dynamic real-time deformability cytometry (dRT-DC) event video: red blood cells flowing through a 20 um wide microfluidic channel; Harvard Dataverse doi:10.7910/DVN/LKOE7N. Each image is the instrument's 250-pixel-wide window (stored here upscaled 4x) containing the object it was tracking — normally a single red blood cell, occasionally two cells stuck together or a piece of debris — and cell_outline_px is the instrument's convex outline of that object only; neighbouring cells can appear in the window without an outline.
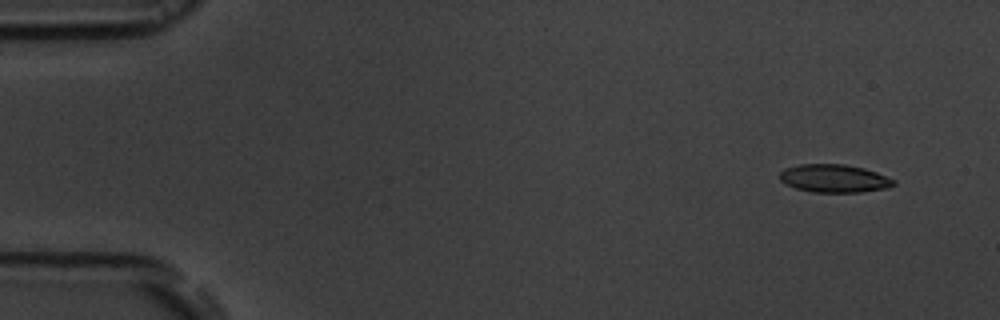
{"species": "common noctule bat (a hibernating species)", "species_latin": "Nyctalus noctula", "temperature_condition": "room temperature", "stored_images_in_passage": 5, "camera_frame_rate_fps": 3000, "um_per_image_px": 0.085, "animal": {"sex": "male", "body_mass_g": 19.5, "forearm_length_mm": 54.6}, "frame": {"image": 1, "passage_image": 1, "time_ms": 0.0, "image_size_px": [1000, 320], "cell_outline_px": [[896, 184], [888, 188], [860, 192], [812, 192], [796, 188], [784, 184], [780, 180], [780, 172], [784, 168], [800, 164], [844, 164], [864, 168], [876, 172], [896, 180]], "centroid_in_image_um": [70.9, 15.16], "position_along_channel_um": 14.1, "area_um2": 18.73}}
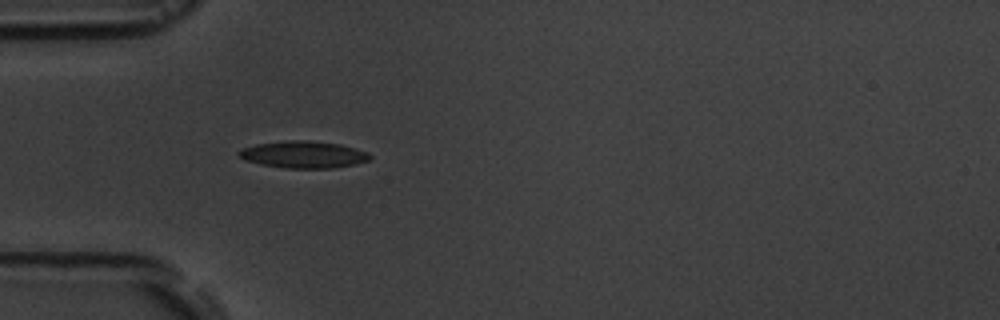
{"frame": {"image": 2, "passage_image": 5, "time_ms": 4.333, "image_size_px": [1000, 320], "cell_outline_px": [[372, 156], [368, 160], [356, 164], [332, 168], [284, 168], [260, 164], [236, 156], [236, 152], [240, 148], [256, 144], [288, 140], [308, 140], [340, 144], [368, 152]], "centroid_in_image_um": [25.76, 13.13], "position_along_channel_um": 59.2, "area_um2": 20.69}}